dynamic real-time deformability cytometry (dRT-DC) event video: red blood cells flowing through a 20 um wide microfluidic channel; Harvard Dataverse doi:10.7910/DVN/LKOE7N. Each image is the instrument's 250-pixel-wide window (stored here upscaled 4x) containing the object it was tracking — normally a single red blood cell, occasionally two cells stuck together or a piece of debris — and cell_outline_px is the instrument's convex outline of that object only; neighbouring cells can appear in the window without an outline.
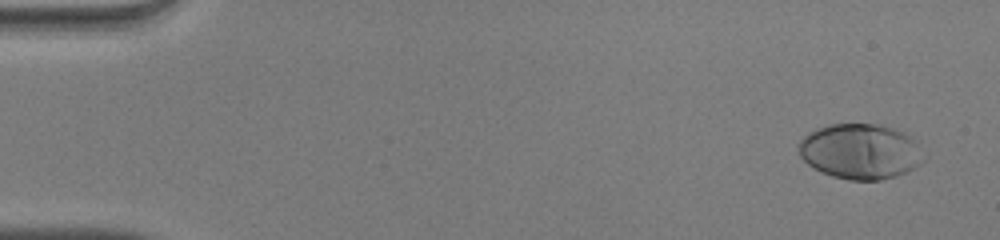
{"species": "human", "species_latin": "Homo sapiens", "temperature_condition": "warm", "stored_images_in_passage": 52, "camera_frame_rate_fps": 3000, "um_per_image_px": 0.085, "donor": {"sex": "male"}, "frame": {"image": 1, "passage_image": 3, "time_ms": 0.667, "image_size_px": [1000, 240], "cell_outline_px": [[924, 160], [920, 164], [908, 172], [896, 176], [880, 180], [848, 180], [832, 176], [820, 172], [808, 164], [800, 156], [796, 144], [808, 132], [816, 128], [828, 124], [876, 124], [892, 128], [904, 132], [912, 140]], "centroid_in_image_um": [73.05, 12.88], "position_along_channel_um": 12.0, "area_um2": 40.23}}
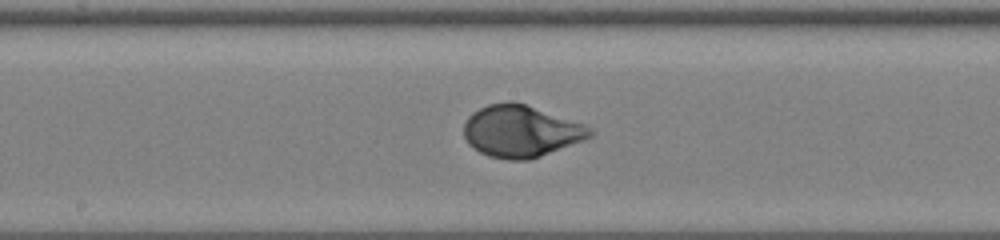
{"frame": {"image": 2, "passage_image": 28, "time_ms": 9.0, "image_size_px": [1000, 240], "cell_outline_px": [[596, 132], [592, 136], [584, 140], [540, 156], [528, 160], [508, 160], [488, 156], [472, 148], [468, 144], [464, 136], [464, 124], [468, 116], [472, 112], [488, 104], [512, 100], [584, 124], [592, 128]], "centroid_in_image_um": [44.26, 11.16], "position_along_channel_um": 203.9, "area_um2": 38.15}}
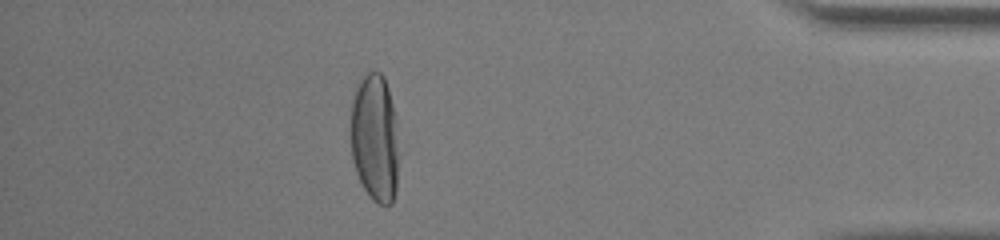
{"frame": {"image": 3, "passage_image": 46, "time_ms": 15.0, "image_size_px": [1000, 240], "cell_outline_px": [[396, 192], [392, 204], [376, 204], [372, 200], [364, 188], [356, 172], [352, 160], [352, 92], [356, 84], [368, 72], [380, 72], [384, 76], [388, 88], [396, 116]], "centroid_in_image_um": [31.84, 11.71], "position_along_channel_um": 403.4, "area_um2": 35.6}, "authors_computed_cell_mechanics": {"area_um2": 38.148, "velocity_mm_per_s": 4.0037, "shape_relaxation_time_tau1_ms": 2.6405, "shape_relaxation_time_tau2_ms": null, "deformation_change_tau1": 0.1902, "deformation_change_tau2": null}}